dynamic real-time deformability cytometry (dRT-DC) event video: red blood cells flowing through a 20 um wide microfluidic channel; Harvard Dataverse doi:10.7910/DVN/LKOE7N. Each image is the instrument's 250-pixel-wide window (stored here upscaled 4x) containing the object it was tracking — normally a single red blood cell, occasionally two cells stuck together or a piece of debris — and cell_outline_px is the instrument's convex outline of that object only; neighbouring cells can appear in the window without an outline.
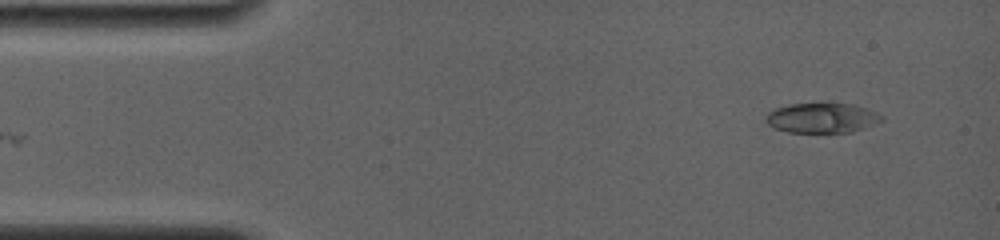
{"species": "common noctule bat (a hibernating species)", "species_latin": "Nyctalus noctula", "temperature_condition": "room temperature", "stored_images_in_passage": 61, "camera_frame_rate_fps": 4000, "um_per_image_px": 0.085, "animal": {"sex": "female", "body_mass_g": 19.0, "forearm_length_mm": 56.7}, "frame": {"image": 1, "passage_image": 1, "time_ms": 0.0, "image_size_px": [1000, 240], "cell_outline_px": [[884, 120], [864, 128], [852, 132], [788, 132], [772, 128], [764, 120], [764, 116], [768, 112], [776, 108], [788, 104], [828, 100], [852, 104], [868, 108], [884, 116]], "centroid_in_image_um": [69.86, 9.97], "position_along_channel_um": 15.1, "area_um2": 21.21}}
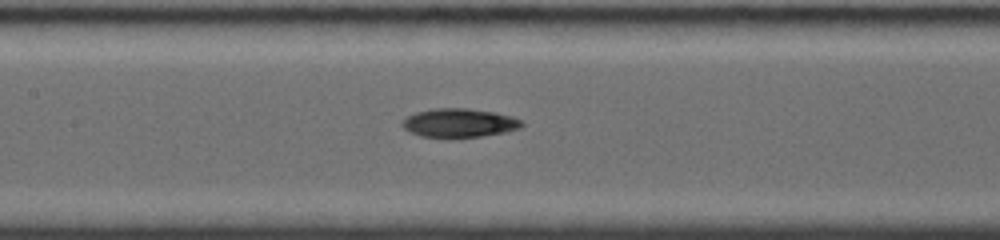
{"frame": {"image": 2, "passage_image": 26, "time_ms": 6.25, "image_size_px": [1000, 240], "cell_outline_px": [[524, 124], [520, 128], [504, 132], [480, 136], [448, 140], [420, 136], [408, 132], [400, 124], [408, 116], [416, 112], [432, 108], [468, 108], [496, 112], [512, 116], [524, 120]], "centroid_in_image_um": [39.02, 10.47], "position_along_channel_um": 168.4, "area_um2": 20.75}}
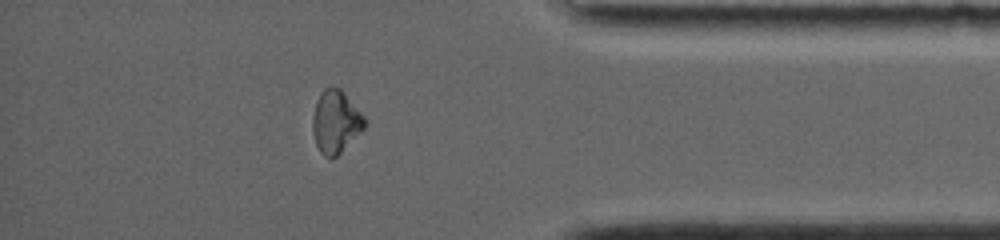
{"frame": {"image": 3, "passage_image": 52, "time_ms": 12.75, "image_size_px": [1000, 240], "cell_outline_px": [[364, 128], [332, 160], [324, 156], [320, 152], [316, 144], [312, 128], [312, 116], [320, 92], [324, 88], [332, 84], [340, 88], [344, 92], [364, 116]], "centroid_in_image_um": [28.5, 10.32], "position_along_channel_um": 406.7, "area_um2": 18.9}, "authors_computed_cell_mechanics": {"area_um2": 19.8832, "velocity_mm_per_s": 3.8562, "shape_relaxation_time_tau1_ms": 4.8782, "shape_relaxation_time_tau2_ms": 6.1839, "deformation_change_tau1": 0.2069, "deformation_change_tau2": 0.0867}}